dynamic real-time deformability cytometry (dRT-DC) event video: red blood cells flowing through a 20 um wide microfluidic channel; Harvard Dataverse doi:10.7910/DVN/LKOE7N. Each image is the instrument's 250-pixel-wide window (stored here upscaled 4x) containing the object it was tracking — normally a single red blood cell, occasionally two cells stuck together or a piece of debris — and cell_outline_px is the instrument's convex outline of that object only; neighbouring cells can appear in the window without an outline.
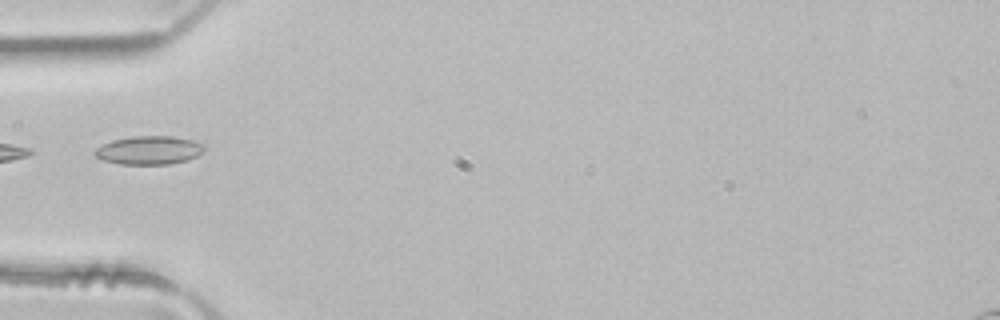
{"species": "common noctule bat (a hibernating species)", "species_latin": "Nyctalus noctula", "temperature_condition": "room temperature", "stored_images_in_passage": 2, "camera_frame_rate_fps": 3000, "um_per_image_px": 0.085, "animal": {"sex": "male", "body_mass_g": 21.5, "forearm_length_mm": 52.0}, "frame": {"image": 1, "passage_image": 2, "time_ms": 0.333, "image_size_px": [1000, 320], "cell_outline_px": [[204, 148], [196, 156], [188, 160], [168, 164], [120, 164], [104, 160], [96, 156], [92, 152], [96, 148], [112, 140], [132, 136], [172, 136], [192, 140], [204, 144]], "centroid_in_image_um": [12.65, 12.76], "position_along_channel_um": 72.3, "area_um2": 18.03}}